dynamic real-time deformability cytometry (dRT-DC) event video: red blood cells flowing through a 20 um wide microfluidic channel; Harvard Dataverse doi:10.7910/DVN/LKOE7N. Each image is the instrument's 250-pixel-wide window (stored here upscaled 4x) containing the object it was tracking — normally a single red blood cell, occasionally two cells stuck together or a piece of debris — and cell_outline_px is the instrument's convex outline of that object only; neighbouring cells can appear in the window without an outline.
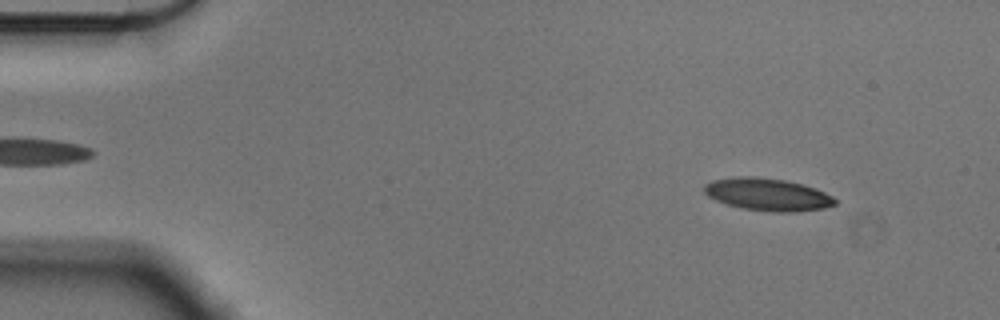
{"species": "Egyptian fruit bat (a non-hibernating species)", "species_latin": "Rousettus aegyptiacus", "temperature_condition": "cold", "stored_images_in_passage": 55, "camera_frame_rate_fps": 3000, "um_per_image_px": 0.085, "animal": {"sex": "male"}, "frame": {"image": 1, "passage_image": 5, "time_ms": 1.333, "image_size_px": [1000, 320], "cell_outline_px": [[836, 204], [824, 208], [792, 212], [776, 212], [744, 208], [728, 204], [716, 200], [708, 196], [704, 192], [704, 184], [712, 180], [732, 176], [756, 176], [784, 180], [816, 188], [832, 196], [836, 200]], "centroid_in_image_um": [65.22, 16.51], "position_along_channel_um": 19.8, "area_um2": 24.62}}
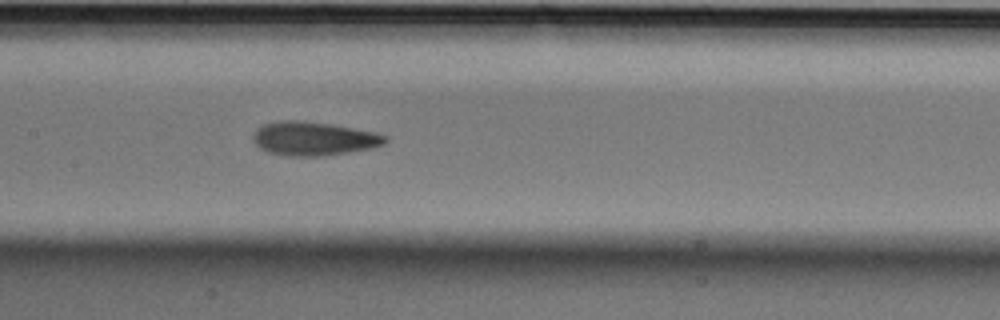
{"frame": {"image": 2, "passage_image": 26, "time_ms": 8.333, "image_size_px": [1000, 320], "cell_outline_px": [[388, 140], [384, 144], [372, 148], [324, 156], [284, 156], [268, 152], [260, 148], [252, 140], [252, 136], [256, 128], [264, 124], [280, 120], [296, 120], [332, 124], [376, 132], [388, 136]], "centroid_in_image_um": [26.66, 11.78], "position_along_channel_um": 180.7, "area_um2": 26.24}}
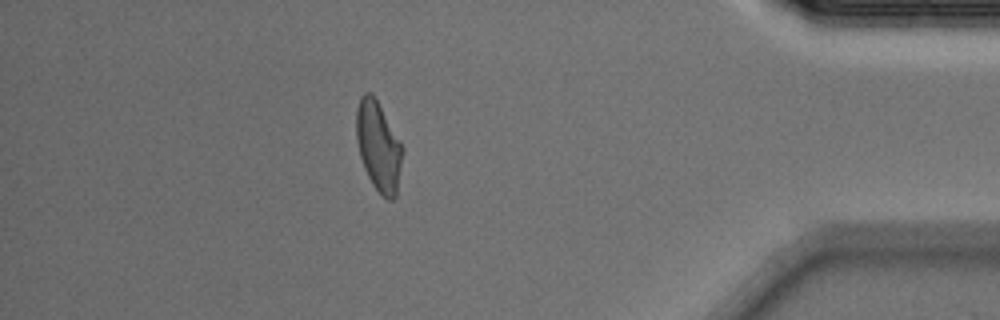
{"frame": {"image": 3, "passage_image": 48, "time_ms": 15.667, "image_size_px": [1000, 320], "cell_outline_px": [[404, 148], [396, 196], [392, 200], [388, 200], [372, 184], [364, 168], [360, 156], [356, 140], [356, 108], [360, 96], [364, 92], [372, 92], [400, 140]], "centroid_in_image_um": [32.16, 12.41], "position_along_channel_um": 403.0, "area_um2": 24.16}, "authors_computed_cell_mechanics": {"area_um2": 24.5072, "velocity_mm_per_s": 3.5793, "shape_relaxation_time_tau1_ms": 6.2572, "shape_relaxation_time_tau2_ms": 1.7787, "deformation_change_tau1": 0.1835, "deformation_change_tau2": 0.0864}}